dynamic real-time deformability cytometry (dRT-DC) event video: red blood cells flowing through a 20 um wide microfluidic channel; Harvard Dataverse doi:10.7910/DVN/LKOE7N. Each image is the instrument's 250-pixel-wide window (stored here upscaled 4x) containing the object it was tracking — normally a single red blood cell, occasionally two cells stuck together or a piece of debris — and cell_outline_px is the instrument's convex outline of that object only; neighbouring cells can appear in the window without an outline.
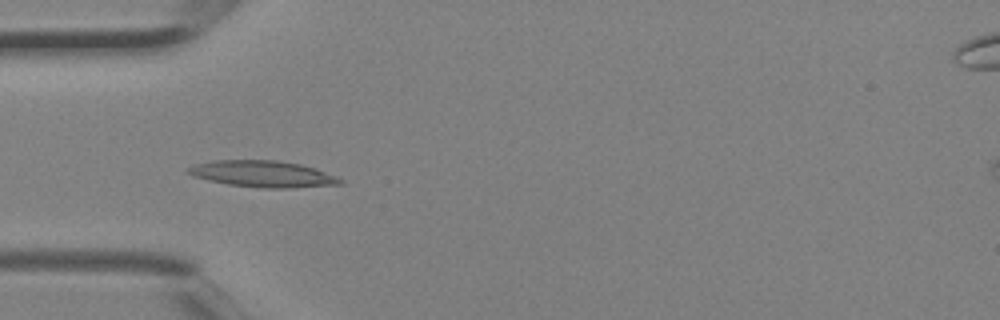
{"species": "Egyptian fruit bat (a non-hibernating species)", "species_latin": "Rousettus aegyptiacus", "temperature_condition": "room temperature", "stored_images_in_passage": 4, "camera_frame_rate_fps": 3000, "um_per_image_px": 0.085, "animal": {"sex": "female"}, "frame": {"image": 1, "passage_image": 4, "time_ms": 1.0, "image_size_px": [1000, 320], "cell_outline_px": [[344, 184], [288, 188], [264, 188], [228, 184], [208, 180], [192, 176], [188, 172], [188, 168], [196, 164], [212, 160], [276, 160], [300, 164], [336, 176], [344, 180]], "centroid_in_image_um": [22.34, 14.79], "position_along_channel_um": 62.7, "area_um2": 23.24}}